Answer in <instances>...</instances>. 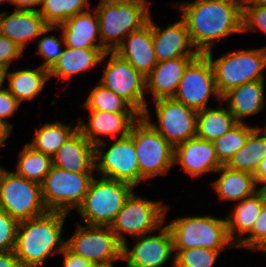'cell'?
<instances>
[{"label":"cell","instance_id":"1","mask_svg":"<svg viewBox=\"0 0 266 267\" xmlns=\"http://www.w3.org/2000/svg\"><path fill=\"white\" fill-rule=\"evenodd\" d=\"M185 20L193 46L199 54L211 51L228 35L242 33L240 0H195L173 4Z\"/></svg>","mask_w":266,"mask_h":267},{"label":"cell","instance_id":"2","mask_svg":"<svg viewBox=\"0 0 266 267\" xmlns=\"http://www.w3.org/2000/svg\"><path fill=\"white\" fill-rule=\"evenodd\" d=\"M68 214L47 213L19 222L14 253L21 267H42L46 258L61 253L66 246L62 228Z\"/></svg>","mask_w":266,"mask_h":267},{"label":"cell","instance_id":"3","mask_svg":"<svg viewBox=\"0 0 266 267\" xmlns=\"http://www.w3.org/2000/svg\"><path fill=\"white\" fill-rule=\"evenodd\" d=\"M147 0H100L95 7L99 18L101 45L114 51L133 31L141 29L150 18Z\"/></svg>","mask_w":266,"mask_h":267},{"label":"cell","instance_id":"4","mask_svg":"<svg viewBox=\"0 0 266 267\" xmlns=\"http://www.w3.org/2000/svg\"><path fill=\"white\" fill-rule=\"evenodd\" d=\"M167 227L173 238L174 250L203 247L222 252L236 247L229 237L224 218L210 215L178 217Z\"/></svg>","mask_w":266,"mask_h":267},{"label":"cell","instance_id":"5","mask_svg":"<svg viewBox=\"0 0 266 267\" xmlns=\"http://www.w3.org/2000/svg\"><path fill=\"white\" fill-rule=\"evenodd\" d=\"M212 52L208 51L205 55L212 64L216 87L221 96L234 87L265 79L266 46L232 51L215 60Z\"/></svg>","mask_w":266,"mask_h":267},{"label":"cell","instance_id":"6","mask_svg":"<svg viewBox=\"0 0 266 267\" xmlns=\"http://www.w3.org/2000/svg\"><path fill=\"white\" fill-rule=\"evenodd\" d=\"M133 190L129 183L94 177L83 203L76 211L86 225L111 226Z\"/></svg>","mask_w":266,"mask_h":267},{"label":"cell","instance_id":"7","mask_svg":"<svg viewBox=\"0 0 266 267\" xmlns=\"http://www.w3.org/2000/svg\"><path fill=\"white\" fill-rule=\"evenodd\" d=\"M140 181L167 174L174 165L175 148L141 116L131 127Z\"/></svg>","mask_w":266,"mask_h":267},{"label":"cell","instance_id":"8","mask_svg":"<svg viewBox=\"0 0 266 267\" xmlns=\"http://www.w3.org/2000/svg\"><path fill=\"white\" fill-rule=\"evenodd\" d=\"M133 191L110 226L118 241L124 245V235L139 237L159 229L165 222L168 205L163 201L147 200Z\"/></svg>","mask_w":266,"mask_h":267},{"label":"cell","instance_id":"9","mask_svg":"<svg viewBox=\"0 0 266 267\" xmlns=\"http://www.w3.org/2000/svg\"><path fill=\"white\" fill-rule=\"evenodd\" d=\"M93 173H74L55 166L41 183L42 198L48 211L69 214L84 201Z\"/></svg>","mask_w":266,"mask_h":267},{"label":"cell","instance_id":"10","mask_svg":"<svg viewBox=\"0 0 266 267\" xmlns=\"http://www.w3.org/2000/svg\"><path fill=\"white\" fill-rule=\"evenodd\" d=\"M0 208L19 222L48 212L41 184L8 170H4L0 179Z\"/></svg>","mask_w":266,"mask_h":267},{"label":"cell","instance_id":"11","mask_svg":"<svg viewBox=\"0 0 266 267\" xmlns=\"http://www.w3.org/2000/svg\"><path fill=\"white\" fill-rule=\"evenodd\" d=\"M108 56L109 59H105ZM104 73L99 83L124 99L140 116L147 108L146 77L114 51L103 55Z\"/></svg>","mask_w":266,"mask_h":267},{"label":"cell","instance_id":"12","mask_svg":"<svg viewBox=\"0 0 266 267\" xmlns=\"http://www.w3.org/2000/svg\"><path fill=\"white\" fill-rule=\"evenodd\" d=\"M153 102L157 124L151 122L148 107L142 117L174 148L196 137L198 111L173 98H162Z\"/></svg>","mask_w":266,"mask_h":267},{"label":"cell","instance_id":"13","mask_svg":"<svg viewBox=\"0 0 266 267\" xmlns=\"http://www.w3.org/2000/svg\"><path fill=\"white\" fill-rule=\"evenodd\" d=\"M107 142L95 145V170L104 178L123 181L134 188L140 182L139 164L133 138H117L104 150Z\"/></svg>","mask_w":266,"mask_h":267},{"label":"cell","instance_id":"14","mask_svg":"<svg viewBox=\"0 0 266 267\" xmlns=\"http://www.w3.org/2000/svg\"><path fill=\"white\" fill-rule=\"evenodd\" d=\"M66 246L94 264L122 260L123 245L110 226L77 225Z\"/></svg>","mask_w":266,"mask_h":267},{"label":"cell","instance_id":"15","mask_svg":"<svg viewBox=\"0 0 266 267\" xmlns=\"http://www.w3.org/2000/svg\"><path fill=\"white\" fill-rule=\"evenodd\" d=\"M211 95L221 103L212 64L205 54H199L186 68L173 99L200 111L209 107Z\"/></svg>","mask_w":266,"mask_h":267},{"label":"cell","instance_id":"16","mask_svg":"<svg viewBox=\"0 0 266 267\" xmlns=\"http://www.w3.org/2000/svg\"><path fill=\"white\" fill-rule=\"evenodd\" d=\"M160 229V230H159ZM158 229L160 234L150 233L136 237L137 242L129 249L128 242L123 245L122 260L126 267H162L173 258L171 267L175 265L173 238L167 225Z\"/></svg>","mask_w":266,"mask_h":267},{"label":"cell","instance_id":"17","mask_svg":"<svg viewBox=\"0 0 266 267\" xmlns=\"http://www.w3.org/2000/svg\"><path fill=\"white\" fill-rule=\"evenodd\" d=\"M88 122L78 119V129L92 144L97 145L104 141L100 136L107 135L113 139L129 135L132 125L141 117L138 113H114L98 110H88Z\"/></svg>","mask_w":266,"mask_h":267},{"label":"cell","instance_id":"18","mask_svg":"<svg viewBox=\"0 0 266 267\" xmlns=\"http://www.w3.org/2000/svg\"><path fill=\"white\" fill-rule=\"evenodd\" d=\"M174 163L192 178L215 172L223 165L216 155L212 141L194 137L175 147Z\"/></svg>","mask_w":266,"mask_h":267},{"label":"cell","instance_id":"19","mask_svg":"<svg viewBox=\"0 0 266 267\" xmlns=\"http://www.w3.org/2000/svg\"><path fill=\"white\" fill-rule=\"evenodd\" d=\"M152 36L157 62L199 55L192 44L186 22L182 17L164 29L155 25L152 19Z\"/></svg>","mask_w":266,"mask_h":267},{"label":"cell","instance_id":"20","mask_svg":"<svg viewBox=\"0 0 266 267\" xmlns=\"http://www.w3.org/2000/svg\"><path fill=\"white\" fill-rule=\"evenodd\" d=\"M145 77L157 65L152 36V16L141 29L131 32L114 50Z\"/></svg>","mask_w":266,"mask_h":267},{"label":"cell","instance_id":"21","mask_svg":"<svg viewBox=\"0 0 266 267\" xmlns=\"http://www.w3.org/2000/svg\"><path fill=\"white\" fill-rule=\"evenodd\" d=\"M47 27L39 11L14 9L10 14L0 11V34L23 50L30 40L41 36Z\"/></svg>","mask_w":266,"mask_h":267},{"label":"cell","instance_id":"22","mask_svg":"<svg viewBox=\"0 0 266 267\" xmlns=\"http://www.w3.org/2000/svg\"><path fill=\"white\" fill-rule=\"evenodd\" d=\"M196 57H179L158 62L146 76V92L153 101L173 98L188 65Z\"/></svg>","mask_w":266,"mask_h":267},{"label":"cell","instance_id":"23","mask_svg":"<svg viewBox=\"0 0 266 267\" xmlns=\"http://www.w3.org/2000/svg\"><path fill=\"white\" fill-rule=\"evenodd\" d=\"M53 166L74 173L95 172V146L78 129L52 158Z\"/></svg>","mask_w":266,"mask_h":267},{"label":"cell","instance_id":"24","mask_svg":"<svg viewBox=\"0 0 266 267\" xmlns=\"http://www.w3.org/2000/svg\"><path fill=\"white\" fill-rule=\"evenodd\" d=\"M90 9L68 18L59 25L64 43L69 48H102L99 18L96 11Z\"/></svg>","mask_w":266,"mask_h":267},{"label":"cell","instance_id":"25","mask_svg":"<svg viewBox=\"0 0 266 267\" xmlns=\"http://www.w3.org/2000/svg\"><path fill=\"white\" fill-rule=\"evenodd\" d=\"M265 80H255L234 87L222 96V103L234 115L237 122L245 123L244 118L256 115L265 108Z\"/></svg>","mask_w":266,"mask_h":267},{"label":"cell","instance_id":"26","mask_svg":"<svg viewBox=\"0 0 266 267\" xmlns=\"http://www.w3.org/2000/svg\"><path fill=\"white\" fill-rule=\"evenodd\" d=\"M219 178L211 183L220 201H241L259 191L253 174L222 165Z\"/></svg>","mask_w":266,"mask_h":267},{"label":"cell","instance_id":"27","mask_svg":"<svg viewBox=\"0 0 266 267\" xmlns=\"http://www.w3.org/2000/svg\"><path fill=\"white\" fill-rule=\"evenodd\" d=\"M106 51L103 48H69L65 46L62 55L49 70V78L70 79L79 73L88 72L101 63Z\"/></svg>","mask_w":266,"mask_h":267},{"label":"cell","instance_id":"28","mask_svg":"<svg viewBox=\"0 0 266 267\" xmlns=\"http://www.w3.org/2000/svg\"><path fill=\"white\" fill-rule=\"evenodd\" d=\"M264 204V197L258 191L254 195L238 201L233 212L225 217L229 237L236 246L243 240V234H249L252 231ZM240 235L242 237H239Z\"/></svg>","mask_w":266,"mask_h":267},{"label":"cell","instance_id":"29","mask_svg":"<svg viewBox=\"0 0 266 267\" xmlns=\"http://www.w3.org/2000/svg\"><path fill=\"white\" fill-rule=\"evenodd\" d=\"M9 92L20 102L32 100L43 90L49 80V70L41 66L14 72L6 70Z\"/></svg>","mask_w":266,"mask_h":267},{"label":"cell","instance_id":"30","mask_svg":"<svg viewBox=\"0 0 266 267\" xmlns=\"http://www.w3.org/2000/svg\"><path fill=\"white\" fill-rule=\"evenodd\" d=\"M237 123L228 107H207L198 111L196 137L213 142L227 133Z\"/></svg>","mask_w":266,"mask_h":267},{"label":"cell","instance_id":"31","mask_svg":"<svg viewBox=\"0 0 266 267\" xmlns=\"http://www.w3.org/2000/svg\"><path fill=\"white\" fill-rule=\"evenodd\" d=\"M266 157V133L256 127L248 136L244 147L226 164L231 169L254 174Z\"/></svg>","mask_w":266,"mask_h":267},{"label":"cell","instance_id":"32","mask_svg":"<svg viewBox=\"0 0 266 267\" xmlns=\"http://www.w3.org/2000/svg\"><path fill=\"white\" fill-rule=\"evenodd\" d=\"M35 130V136L32 142L27 143L34 150L42 152L53 158L56 152L71 138L78 130L77 124L72 127L61 121L45 123L38 130Z\"/></svg>","mask_w":266,"mask_h":267},{"label":"cell","instance_id":"33","mask_svg":"<svg viewBox=\"0 0 266 267\" xmlns=\"http://www.w3.org/2000/svg\"><path fill=\"white\" fill-rule=\"evenodd\" d=\"M18 155L15 172L27 180L41 184L53 166L52 157L34 150L27 143Z\"/></svg>","mask_w":266,"mask_h":267},{"label":"cell","instance_id":"34","mask_svg":"<svg viewBox=\"0 0 266 267\" xmlns=\"http://www.w3.org/2000/svg\"><path fill=\"white\" fill-rule=\"evenodd\" d=\"M89 0H42L39 13L48 26H59L68 18L90 9Z\"/></svg>","mask_w":266,"mask_h":267},{"label":"cell","instance_id":"35","mask_svg":"<svg viewBox=\"0 0 266 267\" xmlns=\"http://www.w3.org/2000/svg\"><path fill=\"white\" fill-rule=\"evenodd\" d=\"M256 127H251L247 123L238 122L227 133L218 139L213 141L214 148L218 160L226 165L235 153H237L242 147L249 136V134Z\"/></svg>","mask_w":266,"mask_h":267},{"label":"cell","instance_id":"36","mask_svg":"<svg viewBox=\"0 0 266 267\" xmlns=\"http://www.w3.org/2000/svg\"><path fill=\"white\" fill-rule=\"evenodd\" d=\"M87 110L114 113H137L124 99L100 83L91 90L82 105Z\"/></svg>","mask_w":266,"mask_h":267},{"label":"cell","instance_id":"37","mask_svg":"<svg viewBox=\"0 0 266 267\" xmlns=\"http://www.w3.org/2000/svg\"><path fill=\"white\" fill-rule=\"evenodd\" d=\"M59 30L58 26H48L42 33L43 37L39 38L37 42L36 54H40L45 62L40 66L50 70L55 63L58 61L59 57L62 55L65 49L64 38L61 35L57 38L56 35H44L50 31ZM64 46V48H63Z\"/></svg>","mask_w":266,"mask_h":267},{"label":"cell","instance_id":"38","mask_svg":"<svg viewBox=\"0 0 266 267\" xmlns=\"http://www.w3.org/2000/svg\"><path fill=\"white\" fill-rule=\"evenodd\" d=\"M174 251V267H213L221 253L203 247Z\"/></svg>","mask_w":266,"mask_h":267},{"label":"cell","instance_id":"39","mask_svg":"<svg viewBox=\"0 0 266 267\" xmlns=\"http://www.w3.org/2000/svg\"><path fill=\"white\" fill-rule=\"evenodd\" d=\"M263 31L266 34V2L243 5L242 32Z\"/></svg>","mask_w":266,"mask_h":267},{"label":"cell","instance_id":"40","mask_svg":"<svg viewBox=\"0 0 266 267\" xmlns=\"http://www.w3.org/2000/svg\"><path fill=\"white\" fill-rule=\"evenodd\" d=\"M19 221L0 208V252L14 250Z\"/></svg>","mask_w":266,"mask_h":267},{"label":"cell","instance_id":"41","mask_svg":"<svg viewBox=\"0 0 266 267\" xmlns=\"http://www.w3.org/2000/svg\"><path fill=\"white\" fill-rule=\"evenodd\" d=\"M266 236V203L263 205L259 216L256 218L252 231L236 246L253 250Z\"/></svg>","mask_w":266,"mask_h":267},{"label":"cell","instance_id":"42","mask_svg":"<svg viewBox=\"0 0 266 267\" xmlns=\"http://www.w3.org/2000/svg\"><path fill=\"white\" fill-rule=\"evenodd\" d=\"M23 49L15 42L0 34V67L10 69L12 60L18 59L23 54Z\"/></svg>","mask_w":266,"mask_h":267},{"label":"cell","instance_id":"43","mask_svg":"<svg viewBox=\"0 0 266 267\" xmlns=\"http://www.w3.org/2000/svg\"><path fill=\"white\" fill-rule=\"evenodd\" d=\"M20 102L9 92L7 88L0 90V120L7 122L11 127L10 121L6 120L11 117L20 107Z\"/></svg>","mask_w":266,"mask_h":267},{"label":"cell","instance_id":"44","mask_svg":"<svg viewBox=\"0 0 266 267\" xmlns=\"http://www.w3.org/2000/svg\"><path fill=\"white\" fill-rule=\"evenodd\" d=\"M63 267H93L95 264L83 256L77 255L72 252L67 246L64 247L63 251Z\"/></svg>","mask_w":266,"mask_h":267},{"label":"cell","instance_id":"45","mask_svg":"<svg viewBox=\"0 0 266 267\" xmlns=\"http://www.w3.org/2000/svg\"><path fill=\"white\" fill-rule=\"evenodd\" d=\"M9 3L15 5V10H32L38 11L41 6L42 0H9Z\"/></svg>","mask_w":266,"mask_h":267},{"label":"cell","instance_id":"46","mask_svg":"<svg viewBox=\"0 0 266 267\" xmlns=\"http://www.w3.org/2000/svg\"><path fill=\"white\" fill-rule=\"evenodd\" d=\"M0 267H21L14 250L0 252Z\"/></svg>","mask_w":266,"mask_h":267},{"label":"cell","instance_id":"47","mask_svg":"<svg viewBox=\"0 0 266 267\" xmlns=\"http://www.w3.org/2000/svg\"><path fill=\"white\" fill-rule=\"evenodd\" d=\"M253 175L258 186L260 184L261 186L266 184V157L263 161L259 163V166Z\"/></svg>","mask_w":266,"mask_h":267},{"label":"cell","instance_id":"48","mask_svg":"<svg viewBox=\"0 0 266 267\" xmlns=\"http://www.w3.org/2000/svg\"><path fill=\"white\" fill-rule=\"evenodd\" d=\"M11 132L12 127L7 122L0 120V149L11 134Z\"/></svg>","mask_w":266,"mask_h":267},{"label":"cell","instance_id":"49","mask_svg":"<svg viewBox=\"0 0 266 267\" xmlns=\"http://www.w3.org/2000/svg\"><path fill=\"white\" fill-rule=\"evenodd\" d=\"M254 251L258 250L260 252H266V236L261 240V242L253 249Z\"/></svg>","mask_w":266,"mask_h":267},{"label":"cell","instance_id":"50","mask_svg":"<svg viewBox=\"0 0 266 267\" xmlns=\"http://www.w3.org/2000/svg\"><path fill=\"white\" fill-rule=\"evenodd\" d=\"M6 80V69L0 67V90L3 89L4 81Z\"/></svg>","mask_w":266,"mask_h":267},{"label":"cell","instance_id":"51","mask_svg":"<svg viewBox=\"0 0 266 267\" xmlns=\"http://www.w3.org/2000/svg\"><path fill=\"white\" fill-rule=\"evenodd\" d=\"M242 3V6L245 4H251V3H255V2H266V0H240Z\"/></svg>","mask_w":266,"mask_h":267},{"label":"cell","instance_id":"52","mask_svg":"<svg viewBox=\"0 0 266 267\" xmlns=\"http://www.w3.org/2000/svg\"><path fill=\"white\" fill-rule=\"evenodd\" d=\"M93 267H114V262L105 263V264H95Z\"/></svg>","mask_w":266,"mask_h":267},{"label":"cell","instance_id":"53","mask_svg":"<svg viewBox=\"0 0 266 267\" xmlns=\"http://www.w3.org/2000/svg\"><path fill=\"white\" fill-rule=\"evenodd\" d=\"M259 191L262 193L264 201L266 203V184H264L262 187L260 186Z\"/></svg>","mask_w":266,"mask_h":267},{"label":"cell","instance_id":"54","mask_svg":"<svg viewBox=\"0 0 266 267\" xmlns=\"http://www.w3.org/2000/svg\"><path fill=\"white\" fill-rule=\"evenodd\" d=\"M4 170H5V169L1 166V167H0V179H1V176H2V174H3V172H4Z\"/></svg>","mask_w":266,"mask_h":267},{"label":"cell","instance_id":"55","mask_svg":"<svg viewBox=\"0 0 266 267\" xmlns=\"http://www.w3.org/2000/svg\"><path fill=\"white\" fill-rule=\"evenodd\" d=\"M5 2L9 4V0H0V4H4Z\"/></svg>","mask_w":266,"mask_h":267},{"label":"cell","instance_id":"56","mask_svg":"<svg viewBox=\"0 0 266 267\" xmlns=\"http://www.w3.org/2000/svg\"><path fill=\"white\" fill-rule=\"evenodd\" d=\"M264 133H266V126H264L263 128H260Z\"/></svg>","mask_w":266,"mask_h":267}]
</instances>
